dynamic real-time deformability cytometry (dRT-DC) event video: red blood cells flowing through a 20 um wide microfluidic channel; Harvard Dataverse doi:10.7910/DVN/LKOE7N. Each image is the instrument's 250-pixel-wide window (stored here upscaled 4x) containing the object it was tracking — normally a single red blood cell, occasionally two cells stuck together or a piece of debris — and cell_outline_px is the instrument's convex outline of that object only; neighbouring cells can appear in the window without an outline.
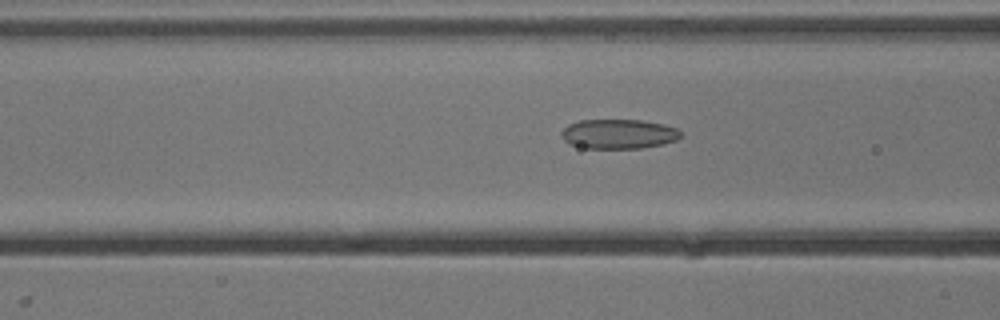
{"species": "common noctule bat (a hibernating species)", "species_latin": "Nyctalus noctula", "temperature_condition": "cold", "stored_images_in_passage": 53, "camera_frame_rate_fps": 3000, "um_per_image_px": 0.085, "animal": {"sex": "male", "body_mass_g": 13.3}, "frame": {"image": 1, "passage_image": 21, "time_ms": 6.667, "image_size_px": [1000, 320], "cell_outline_px": [[680, 136], [676, 140], [664, 144], [640, 148], [580, 148], [568, 144], [560, 136], [560, 132], [568, 124], [580, 120], [640, 120], [664, 124], [676, 128], [680, 132]], "centroid_in_image_um": [52.53, 11.39], "position_along_channel_um": 114.1, "area_um2": 20.69}}
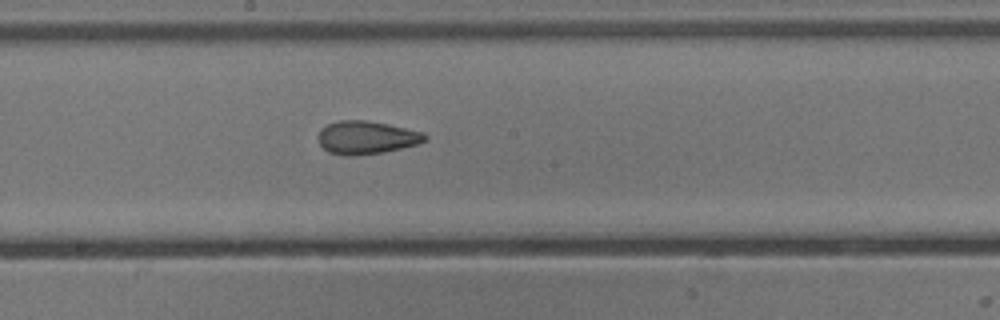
{"frame": {"image": 2, "passage_image": 29, "time_ms": 9.333, "image_size_px": [1000, 320], "cell_outline_px": [[428, 140], [420, 144], [384, 152], [352, 156], [344, 156], [328, 152], [320, 144], [316, 136], [320, 128], [328, 124], [340, 120], [364, 120], [388, 124], [424, 132], [428, 136]], "centroid_in_image_um": [31.16, 11.69], "position_along_channel_um": 217.0, "area_um2": 20.92}}
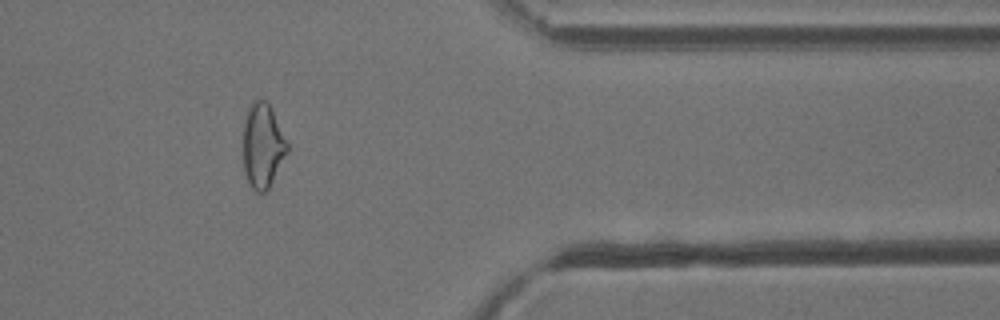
{"frame": {"image": 3, "passage_image": 44, "time_ms": 14.333, "image_size_px": [1000, 320], "cell_outline_px": [[288, 152], [268, 188], [264, 192], [256, 192], [252, 188], [244, 172], [244, 120], [248, 108], [252, 100], [260, 96], [272, 108], [288, 144]], "centroid_in_image_um": [22.33, 12.33], "position_along_channel_um": 389.1, "area_um2": 21.68}, "authors_computed_cell_mechanics": {"area_um2": 21.964, "velocity_mm_per_s": 3.8476, "shape_relaxation_time_tau1_ms": null, "shape_relaxation_time_tau2_ms": 2.1149, "deformation_change_tau1": null, "deformation_change_tau2": 0.092}}